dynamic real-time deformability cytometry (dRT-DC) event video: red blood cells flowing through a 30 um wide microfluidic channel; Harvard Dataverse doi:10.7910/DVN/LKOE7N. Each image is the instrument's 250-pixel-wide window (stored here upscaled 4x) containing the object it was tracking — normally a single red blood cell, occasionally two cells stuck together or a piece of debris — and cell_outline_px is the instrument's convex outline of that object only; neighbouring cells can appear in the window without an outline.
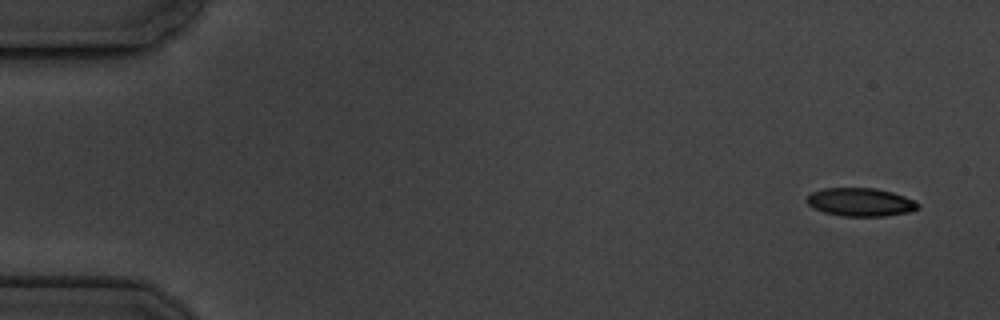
{"species": "common noctule bat (a hibernating species)", "species_latin": "Nyctalus noctula", "temperature_condition": "cold", "stored_images_in_passage": 6, "segment_of_instrument_passage": [1, 2], "camera_frame_rate_fps": 3000, "um_per_image_px": 0.085, "animal": {"sex": "male", "body_mass_g": 19.5, "forearm_length_mm": 54.6}, "frame": {"image": 1, "passage_image": 1, "time_ms": 0.0, "image_size_px": [1000, 320], "cell_outline_px": [[920, 204], [916, 208], [908, 212], [884, 216], [840, 216], [824, 212], [808, 204], [804, 200], [812, 192], [824, 188], [876, 188], [892, 192], [916, 200]], "centroid_in_image_um": [73.13, 17.17], "position_along_channel_um": 11.9, "area_um2": 18.26}}
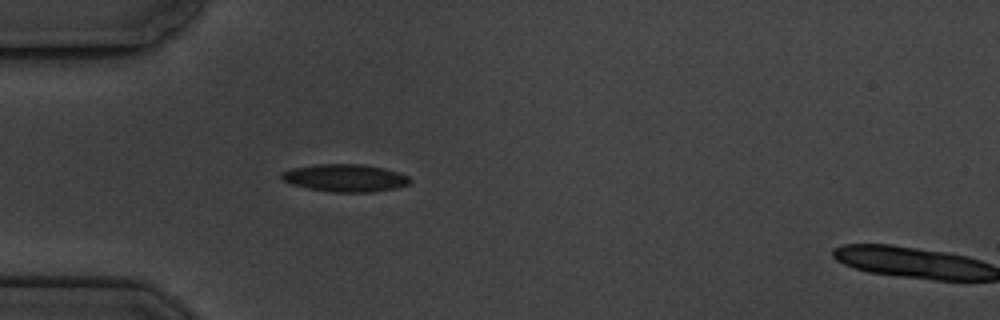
{"frame": {"image": 2, "passage_image": 5, "time_ms": 4.667, "image_size_px": [1000, 320], "cell_outline_px": [[412, 180], [408, 184], [396, 188], [372, 192], [332, 192], [308, 188], [292, 184], [284, 180], [280, 176], [280, 172], [292, 168], [316, 164], [360, 164], [384, 168], [408, 176]], "centroid_in_image_um": [29.32, 15.12], "position_along_channel_um": 55.7, "area_um2": 20.52}}